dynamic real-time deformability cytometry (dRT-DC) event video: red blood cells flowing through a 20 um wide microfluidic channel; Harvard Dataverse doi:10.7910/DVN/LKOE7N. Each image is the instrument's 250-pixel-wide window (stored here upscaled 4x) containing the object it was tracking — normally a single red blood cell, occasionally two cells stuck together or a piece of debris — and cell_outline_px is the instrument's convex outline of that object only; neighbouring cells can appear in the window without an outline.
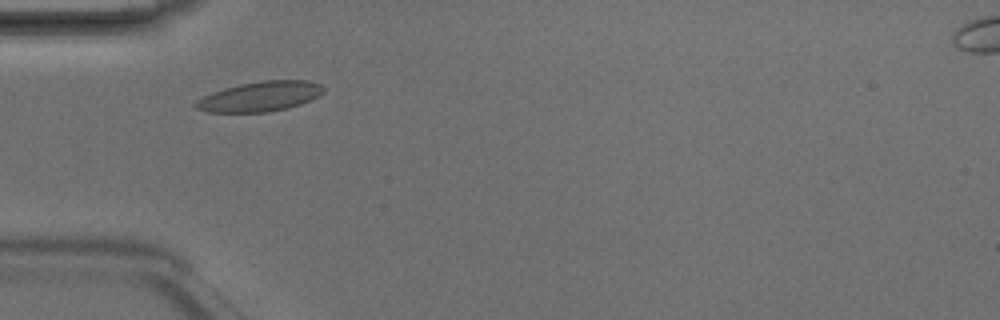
{"species": "Egyptian fruit bat (a non-hibernating species)", "species_latin": "Rousettus aegyptiacus", "temperature_condition": "room temperature", "stored_images_in_passage": 5, "camera_frame_rate_fps": 3000, "um_per_image_px": 0.085, "animal": {"sex": "male"}, "frame": {"image": 1, "passage_image": 2, "time_ms": 0.333, "image_size_px": [1000, 320], "cell_outline_px": [[324, 92], [300, 104], [268, 112], [204, 112], [196, 108], [192, 104], [196, 100], [212, 92], [224, 88], [240, 84], [264, 80], [308, 80], [320, 84], [324, 88]], "centroid_in_image_um": [22.05, 8.19], "position_along_channel_um": 62.9, "area_um2": 22.14}}
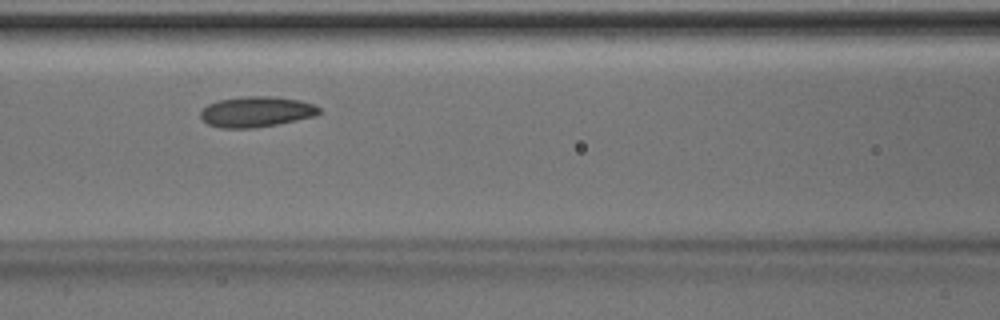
{"frame": {"image": 2, "passage_image": 4, "time_ms": 1.0, "image_size_px": [1000, 320], "cell_outline_px": [[320, 112], [316, 116], [256, 128], [220, 128], [208, 124], [200, 116], [200, 112], [208, 104], [220, 100], [240, 96], [268, 96], [300, 100], [312, 104], [320, 108]], "centroid_in_image_um": [21.78, 9.5], "position_along_channel_um": 144.8, "area_um2": 21.04}}